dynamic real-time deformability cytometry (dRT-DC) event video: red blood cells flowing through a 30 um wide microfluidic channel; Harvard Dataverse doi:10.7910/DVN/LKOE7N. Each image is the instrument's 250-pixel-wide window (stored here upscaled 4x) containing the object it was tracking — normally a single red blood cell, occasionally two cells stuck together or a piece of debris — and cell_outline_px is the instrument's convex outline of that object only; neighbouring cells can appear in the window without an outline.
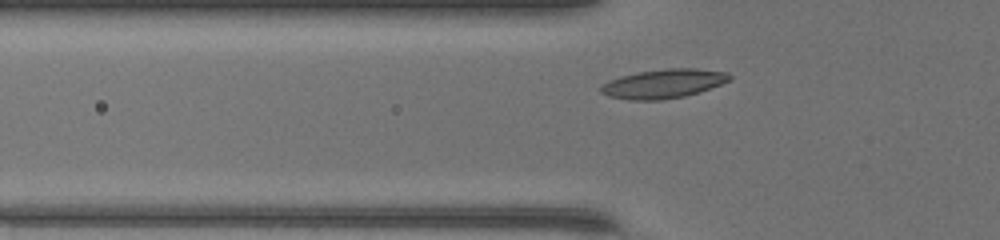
{"species": "common noctule bat (a hibernating species)", "species_latin": "Nyctalus noctula", "temperature_condition": "warm", "stored_images_in_passage": 35, "camera_frame_rate_fps": 3000, "um_per_image_px": 0.085, "animal": {"sex": "female", "body_mass_g": 17.0, "forearm_length_mm": 48.0}, "frame": {"image": 1, "passage_image": 3, "time_ms": 0.667, "image_size_px": [1000, 240], "cell_outline_px": [[732, 80], [700, 92], [684, 96], [660, 100], [628, 100], [608, 96], [600, 92], [600, 84], [608, 80], [620, 76], [636, 72], [668, 68], [696, 68], [728, 72], [732, 76]], "centroid_in_image_um": [56.39, 7.11], "position_along_channel_um": 69.4, "area_um2": 22.14}}
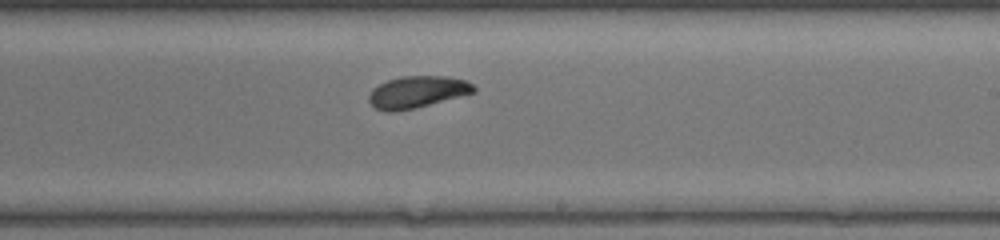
{"frame": {"image": 2, "passage_image": 16, "time_ms": 5.0, "image_size_px": [1000, 240], "cell_outline_px": [[476, 92], [416, 108], [392, 112], [384, 112], [376, 108], [368, 100], [368, 96], [372, 88], [388, 80], [400, 76], [448, 76], [468, 80], [476, 88]], "centroid_in_image_um": [35.47, 7.81], "position_along_channel_um": 253.5, "area_um2": 19.65}}
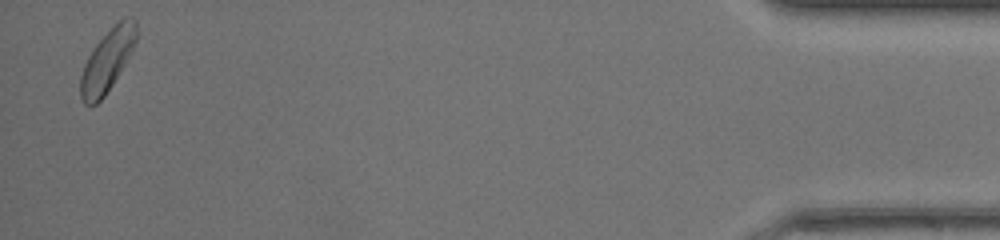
{"frame": {"image": 3, "passage_image": 34, "time_ms": 11.0, "image_size_px": [1000, 240], "cell_outline_px": [[136, 40], [124, 64], [112, 84], [104, 96], [96, 104], [84, 104], [80, 96], [80, 76], [84, 64], [92, 48], [124, 16], [136, 20]], "centroid_in_image_um": [9.09, 5.16], "position_along_channel_um": 426.1, "area_um2": 19.59}, "authors_computed_cell_mechanics": {"area_um2": 19.652, "velocity_mm_per_s": 4.2589, "shape_relaxation_time_tau1_ms": 1.5922, "shape_relaxation_time_tau2_ms": 6.3198, "deformation_change_tau1": 0.1225, "deformation_change_tau2": 0.1145}}